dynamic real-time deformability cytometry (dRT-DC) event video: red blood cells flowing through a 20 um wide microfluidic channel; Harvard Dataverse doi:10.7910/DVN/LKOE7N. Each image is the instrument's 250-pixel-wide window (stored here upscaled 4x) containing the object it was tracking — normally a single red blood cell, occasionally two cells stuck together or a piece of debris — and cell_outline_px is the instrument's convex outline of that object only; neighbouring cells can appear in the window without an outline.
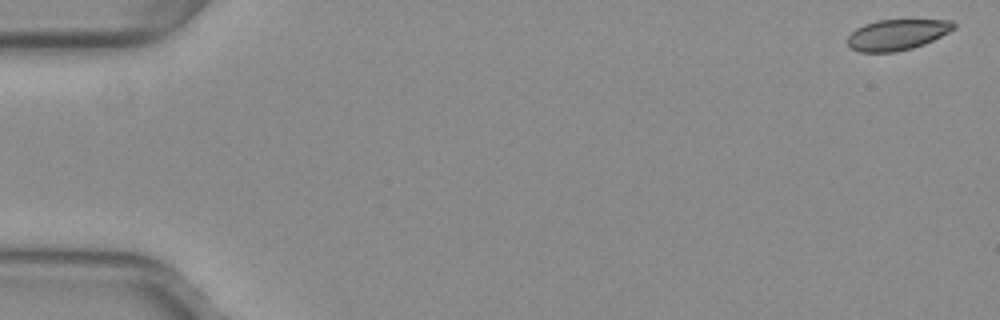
{"species": "common noctule bat (a hibernating species)", "species_latin": "Nyctalus noctula", "temperature_condition": "warm", "stored_images_in_passage": 52, "camera_frame_rate_fps": 3000, "um_per_image_px": 0.085, "animal": {"sex": "female", "body_mass_g": 29.2, "forearm_length_mm": 56.3}, "frame": {"image": 1, "passage_image": 1, "time_ms": 0.0, "image_size_px": [1000, 320], "cell_outline_px": [[956, 28], [924, 44], [912, 48], [896, 52], [860, 52], [852, 48], [848, 44], [848, 36], [856, 28], [864, 24], [876, 20], [952, 20], [956, 24]], "centroid_in_image_um": [76.25, 2.94], "position_along_channel_um": 8.7, "area_um2": 18.96}}
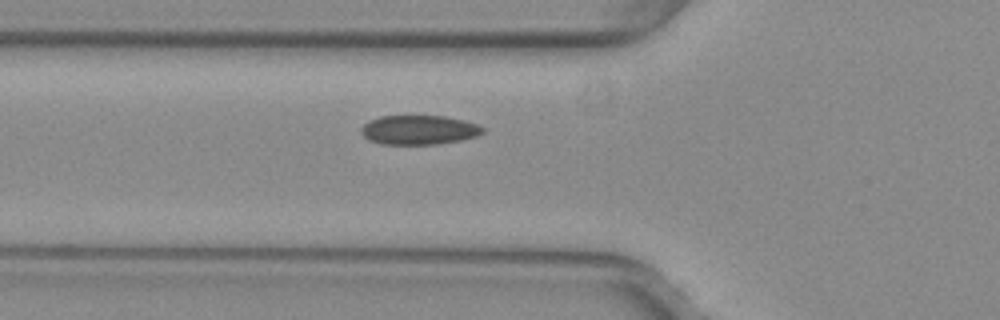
{"frame": {"image": 2, "passage_image": 19, "time_ms": 6.0, "image_size_px": [1000, 320], "cell_outline_px": [[484, 132], [476, 136], [460, 140], [436, 144], [380, 144], [368, 140], [360, 132], [360, 128], [368, 120], [380, 116], [444, 116], [464, 120], [476, 124], [484, 128]], "centroid_in_image_um": [35.57, 11.04], "position_along_channel_um": 90.2, "area_um2": 20.81}}
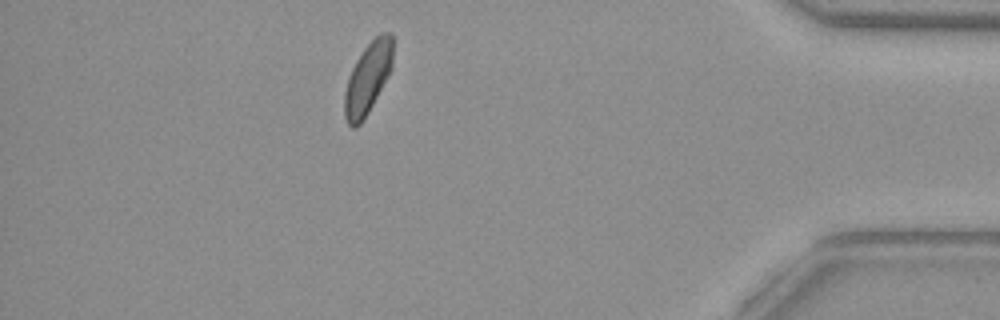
{"frame": {"image": 3, "passage_image": 46, "time_ms": 15.0, "image_size_px": [1000, 320], "cell_outline_px": [[392, 68], [388, 76], [368, 112], [360, 124], [356, 128], [352, 128], [348, 124], [344, 116], [344, 92], [348, 76], [356, 60], [364, 48], [376, 36], [384, 32], [392, 32]], "centroid_in_image_um": [31.24, 6.66], "position_along_channel_um": 404.0, "area_um2": 20.0}, "authors_computed_cell_mechanics": {"area_um2": 20.519, "velocity_mm_per_s": 3.9928, "shape_relaxation_time_tau1_ms": 4.8917, "shape_relaxation_time_tau2_ms": 2.7108, "deformation_change_tau1": 0.0894, "deformation_change_tau2": 0.0651}}